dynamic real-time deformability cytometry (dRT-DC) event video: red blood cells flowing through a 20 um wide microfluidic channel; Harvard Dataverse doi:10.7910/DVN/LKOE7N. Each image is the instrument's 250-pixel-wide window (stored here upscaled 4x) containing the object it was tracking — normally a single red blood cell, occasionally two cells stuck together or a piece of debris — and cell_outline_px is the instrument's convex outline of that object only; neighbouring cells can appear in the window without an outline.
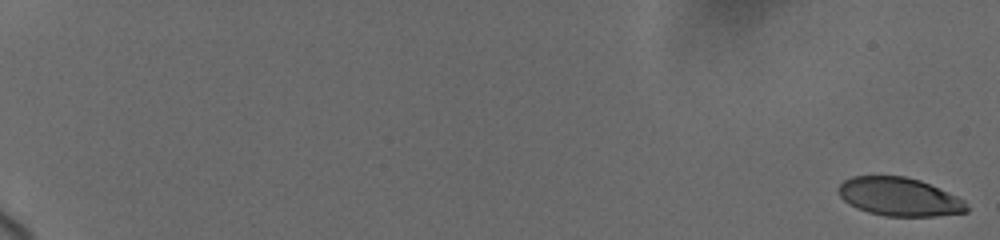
{"species": "human", "species_latin": "Homo sapiens", "temperature_condition": "cold", "stored_images_in_passage": 8, "camera_frame_rate_fps": 3000, "um_per_image_px": 0.085, "donor": {"sex": "female"}, "frame": {"image": 1, "passage_image": 1, "time_ms": 0.0, "image_size_px": [1000, 240], "cell_outline_px": [[968, 212], [936, 216], [884, 216], [868, 212], [856, 208], [848, 204], [840, 196], [836, 188], [844, 180], [852, 176], [904, 176], [920, 180], [956, 196], [964, 200], [968, 208]], "centroid_in_image_um": [76.41, 16.73], "position_along_channel_um": 8.6, "area_um2": 28.73}}
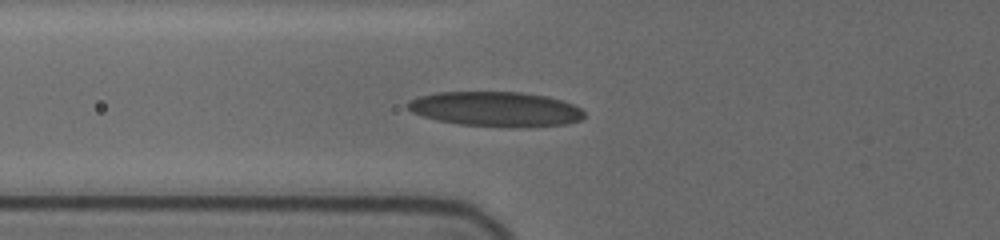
{"frame": {"image": 2, "passage_image": 8, "time_ms": 8.333, "image_size_px": [1000, 240], "cell_outline_px": [[584, 116], [580, 120], [564, 124], [528, 128], [512, 128], [460, 124], [436, 120], [412, 112], [404, 108], [404, 104], [408, 100], [420, 96], [436, 92], [520, 92], [548, 96], [564, 100], [580, 108], [584, 112]], "centroid_in_image_um": [42.12, 9.28], "position_along_channel_um": 83.7, "area_um2": 36.36}}